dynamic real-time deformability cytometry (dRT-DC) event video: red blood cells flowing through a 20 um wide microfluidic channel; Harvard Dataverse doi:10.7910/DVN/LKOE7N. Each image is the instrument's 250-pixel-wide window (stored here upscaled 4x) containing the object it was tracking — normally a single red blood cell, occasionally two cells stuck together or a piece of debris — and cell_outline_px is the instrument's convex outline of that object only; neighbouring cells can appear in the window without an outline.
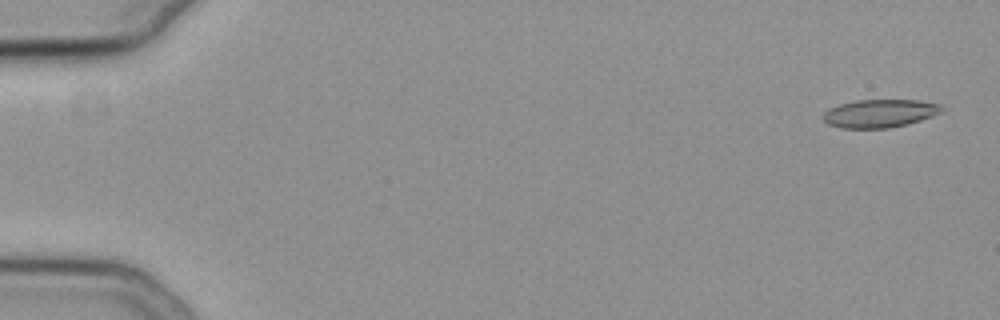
{"species": "common noctule bat (a hibernating species)", "species_latin": "Nyctalus noctula", "temperature_condition": "cold", "stored_images_in_passage": 55, "camera_frame_rate_fps": 3000, "um_per_image_px": 0.085, "animal": {"sex": "female", "body_mass_g": 19.3, "forearm_length_mm": 54.1}, "frame": {"image": 1, "passage_image": 1, "time_ms": 0.0, "image_size_px": [1000, 320], "cell_outline_px": [[944, 108], [940, 112], [932, 116], [908, 124], [888, 128], [840, 128], [828, 124], [824, 120], [824, 112], [828, 108], [840, 104], [856, 100], [920, 100], [940, 104]], "centroid_in_image_um": [74.78, 9.63], "position_along_channel_um": 10.2, "area_um2": 19.42}}
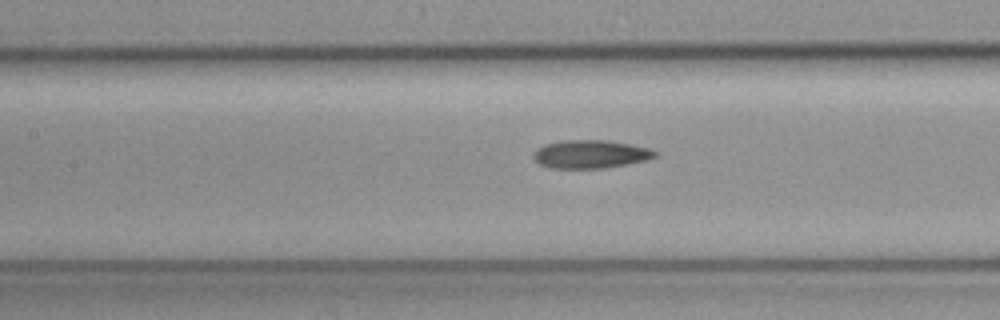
{"frame": {"image": 2, "passage_image": 25, "time_ms": 8.0, "image_size_px": [1000, 320], "cell_outline_px": [[660, 152], [656, 156], [648, 160], [628, 164], [604, 168], [548, 168], [540, 164], [532, 156], [536, 148], [544, 144], [564, 140], [608, 140], [632, 144], [648, 148]], "centroid_in_image_um": [50.21, 13.1], "position_along_channel_um": 157.2, "area_um2": 20.23}}
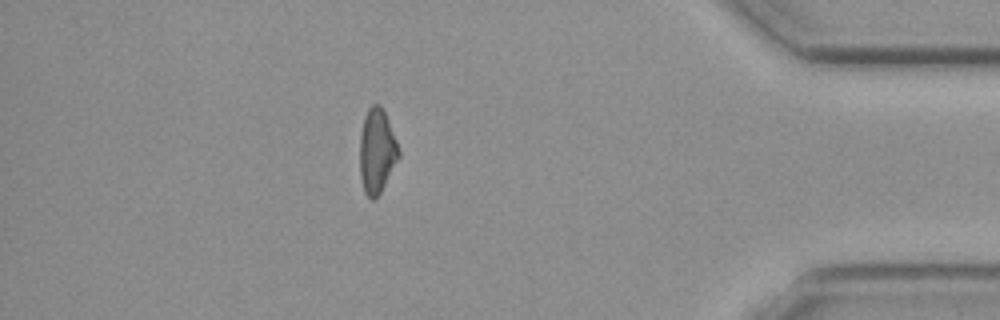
{"frame": {"image": 3, "passage_image": 48, "time_ms": 15.667, "image_size_px": [1000, 320], "cell_outline_px": [[400, 156], [376, 200], [372, 200], [364, 192], [360, 176], [360, 132], [364, 116], [368, 108], [372, 104], [380, 104], [388, 120], [396, 140], [400, 152]], "centroid_in_image_um": [32.02, 12.84], "position_along_channel_um": 403.2, "area_um2": 19.19}, "authors_computed_cell_mechanics": {"area_um2": 19.5364, "velocity_mm_per_s": 3.7517, "shape_relaxation_time_tau1_ms": null, "shape_relaxation_time_tau2_ms": 7.9791, "deformation_change_tau1": null, "deformation_change_tau2": 0.1822}}